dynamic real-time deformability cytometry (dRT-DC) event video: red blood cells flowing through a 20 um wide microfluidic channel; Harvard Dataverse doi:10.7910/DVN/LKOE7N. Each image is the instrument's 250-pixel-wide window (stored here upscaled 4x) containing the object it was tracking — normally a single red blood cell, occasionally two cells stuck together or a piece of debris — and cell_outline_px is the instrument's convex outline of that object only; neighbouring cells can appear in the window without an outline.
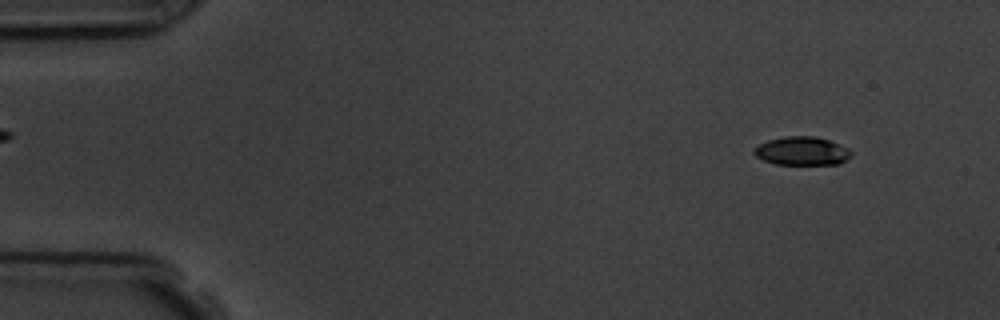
{"species": "common noctule bat (a hibernating species)", "species_latin": "Nyctalus noctula", "temperature_condition": "room temperature", "stored_images_in_passage": 5, "camera_frame_rate_fps": 3000, "um_per_image_px": 0.085, "animal": {"sex": "male", "body_mass_g": 19.5, "forearm_length_mm": 54.6}, "frame": {"image": 1, "passage_image": 2, "time_ms": 1.333, "image_size_px": [1000, 320], "cell_outline_px": [[852, 156], [840, 164], [776, 164], [764, 160], [756, 156], [752, 152], [760, 144], [768, 140], [784, 136], [816, 136], [840, 144], [848, 148], [852, 152]], "centroid_in_image_um": [68.2, 12.83], "position_along_channel_um": 16.8, "area_um2": 16.13}}
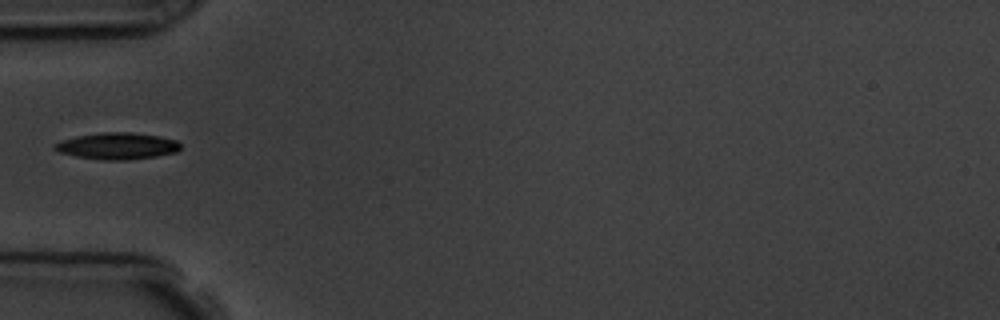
{"frame": {"image": 2, "passage_image": 5, "time_ms": 5.667, "image_size_px": [1000, 320], "cell_outline_px": [[180, 148], [176, 152], [156, 156], [128, 160], [104, 160], [76, 156], [60, 152], [52, 148], [52, 144], [76, 136], [104, 132], [132, 132], [160, 136], [176, 140], [180, 144]], "centroid_in_image_um": [9.97, 12.4], "position_along_channel_um": 75.0, "area_um2": 19.48}}